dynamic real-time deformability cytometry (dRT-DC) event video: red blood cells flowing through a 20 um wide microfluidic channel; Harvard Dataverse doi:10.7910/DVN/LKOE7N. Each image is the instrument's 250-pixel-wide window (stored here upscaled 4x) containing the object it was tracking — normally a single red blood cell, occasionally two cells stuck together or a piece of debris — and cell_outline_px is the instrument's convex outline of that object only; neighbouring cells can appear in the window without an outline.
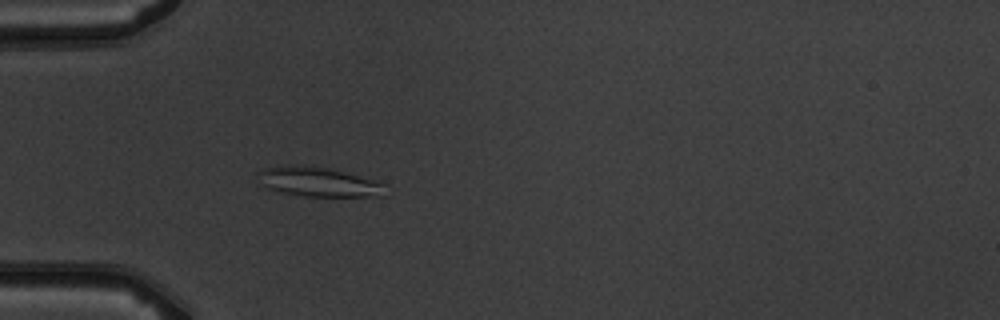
{"species": "common noctule bat (a hibernating species)", "species_latin": "Nyctalus noctula", "temperature_condition": "warm", "stored_images_in_passage": 4, "camera_frame_rate_fps": 3000, "um_per_image_px": 0.085, "animal": {"sex": "male", "body_mass_g": 19.5, "forearm_length_mm": 54.6}, "frame": {"image": 1, "passage_image": 4, "time_ms": 3.667, "image_size_px": [1000, 320], "cell_outline_px": [[384, 196], [304, 196], [284, 192], [268, 188], [256, 184], [256, 172], [264, 168], [304, 164], [328, 168], [380, 180], [384, 184]], "centroid_in_image_um": [27.03, 15.45], "position_along_channel_um": 58.0, "area_um2": 22.2}}